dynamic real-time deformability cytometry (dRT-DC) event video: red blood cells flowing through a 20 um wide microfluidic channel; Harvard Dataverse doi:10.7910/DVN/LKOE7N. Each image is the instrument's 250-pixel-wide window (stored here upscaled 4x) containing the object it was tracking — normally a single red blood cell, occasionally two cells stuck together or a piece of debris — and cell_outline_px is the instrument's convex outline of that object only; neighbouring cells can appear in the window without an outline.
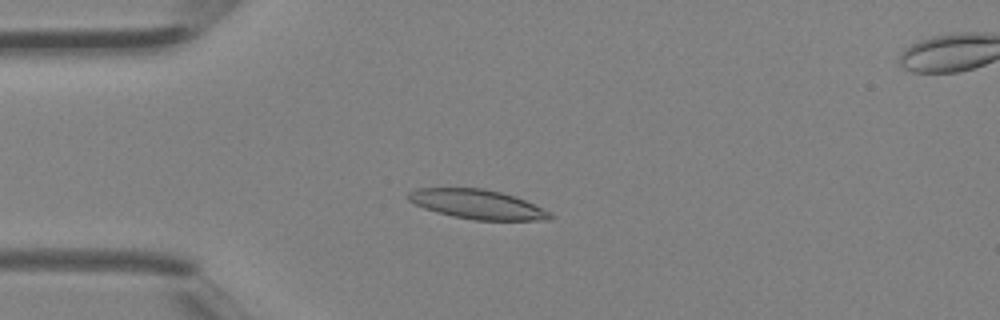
{"species": "Egyptian fruit bat (a non-hibernating species)", "species_latin": "Rousettus aegyptiacus", "temperature_condition": "room temperature", "stored_images_in_passage": 4, "camera_frame_rate_fps": 3000, "um_per_image_px": 0.085, "animal": {"sex": "female"}, "frame": {"image": 1, "passage_image": 3, "time_ms": 0.667, "image_size_px": [1000, 320], "cell_outline_px": [[552, 216], [548, 220], [472, 220], [452, 216], [436, 212], [424, 208], [408, 200], [408, 192], [416, 188], [484, 188], [516, 196], [548, 212]], "centroid_in_image_um": [40.52, 17.36], "position_along_channel_um": 44.5, "area_um2": 24.04}}